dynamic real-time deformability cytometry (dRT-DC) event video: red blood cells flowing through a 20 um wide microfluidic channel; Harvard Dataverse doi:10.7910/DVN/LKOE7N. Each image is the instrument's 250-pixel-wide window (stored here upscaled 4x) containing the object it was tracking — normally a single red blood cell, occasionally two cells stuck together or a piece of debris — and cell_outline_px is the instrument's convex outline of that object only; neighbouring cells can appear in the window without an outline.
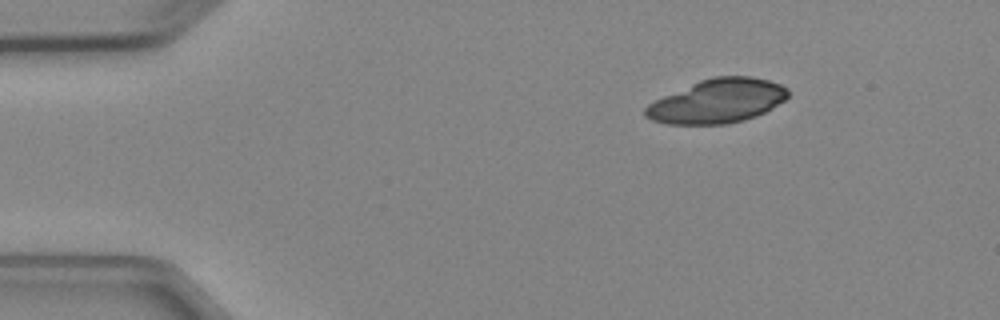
{"species": "Egyptian fruit bat (a non-hibernating species)", "species_latin": "Rousettus aegyptiacus", "temperature_condition": "cold", "stored_images_in_passage": 3, "camera_frame_rate_fps": 3000, "um_per_image_px": 0.085, "animal": {"sex": "female"}, "frame": {"image": 1, "passage_image": 1, "time_ms": 0.0, "image_size_px": [1000, 320], "cell_outline_px": [[788, 96], [784, 100], [772, 108], [756, 116], [744, 120], [728, 124], [664, 124], [652, 120], [644, 116], [644, 108], [648, 104], [664, 96], [700, 80], [712, 76], [752, 76], [768, 80], [780, 84], [788, 88]], "centroid_in_image_um": [60.98, 8.6], "position_along_channel_um": 24.0, "area_um2": 36.53}}